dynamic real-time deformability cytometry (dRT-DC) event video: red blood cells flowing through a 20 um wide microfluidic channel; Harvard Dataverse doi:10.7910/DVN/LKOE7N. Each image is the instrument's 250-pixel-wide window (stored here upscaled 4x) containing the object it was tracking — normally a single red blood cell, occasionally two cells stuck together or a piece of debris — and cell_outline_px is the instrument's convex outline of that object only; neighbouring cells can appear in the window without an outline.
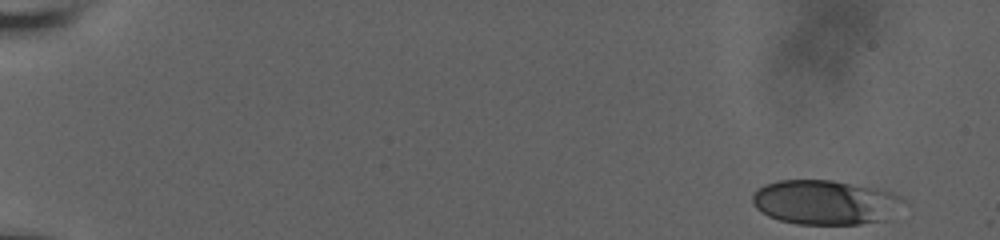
{"species": "human", "species_latin": "Homo sapiens", "temperature_condition": "room temperature", "stored_images_in_passage": 55, "camera_frame_rate_fps": 3000, "um_per_image_px": 0.085, "donor": {"sex": "male"}, "frame": {"image": 1, "passage_image": 1, "time_ms": 0.0, "image_size_px": [1000, 240], "cell_outline_px": [[908, 200], [884, 220], [860, 224], [796, 224], [780, 220], [768, 216], [760, 212], [752, 204], [752, 196], [764, 184], [780, 180], [832, 180], [876, 188], [900, 196]], "centroid_in_image_um": [70.12, 17.2], "position_along_channel_um": 14.9, "area_um2": 39.07}}
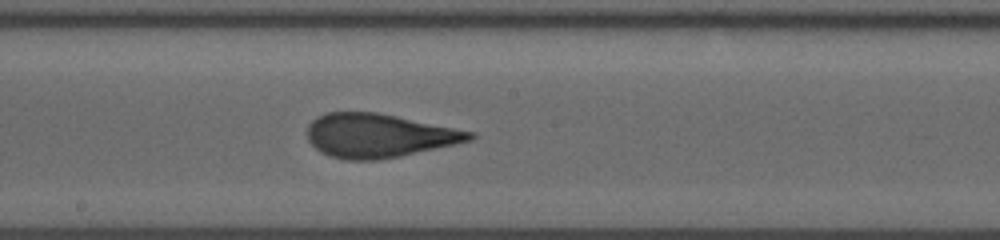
{"frame": {"image": 2, "passage_image": 31, "time_ms": 10.0, "image_size_px": [1000, 240], "cell_outline_px": [[476, 136], [472, 140], [456, 144], [400, 156], [380, 160], [348, 160], [332, 156], [320, 152], [308, 140], [308, 124], [316, 116], [324, 112], [376, 112], [476, 132]], "centroid_in_image_um": [32.19, 11.52], "position_along_channel_um": 216.0, "area_um2": 41.44}}
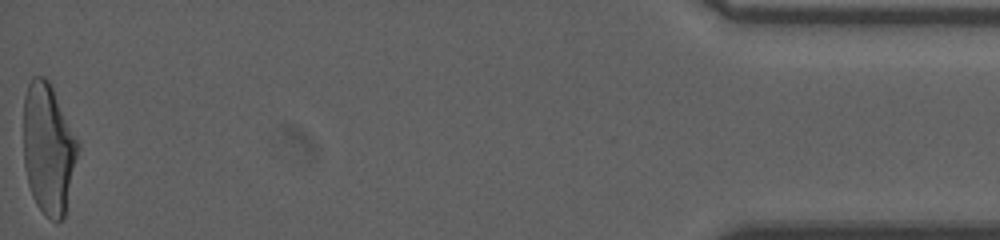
{"frame": {"image": 3, "passage_image": 55, "time_ms": 18.0, "image_size_px": [1000, 240], "cell_outline_px": [[80, 148], [64, 220], [52, 220], [44, 216], [36, 204], [32, 196], [28, 184], [24, 164], [24, 96], [28, 84], [32, 76], [44, 76], [48, 80], [80, 144]], "centroid_in_image_um": [4.12, 12.69], "position_along_channel_um": 431.1, "area_um2": 41.73}, "authors_computed_cell_mechanics": {"area_um2": 40.8646, "velocity_mm_per_s": 3.7526, "shape_relaxation_time_tau1_ms": 7.1015, "shape_relaxation_time_tau2_ms": 0.9789, "deformation_change_tau1": 0.2299, "deformation_change_tau2": 0.0814}}